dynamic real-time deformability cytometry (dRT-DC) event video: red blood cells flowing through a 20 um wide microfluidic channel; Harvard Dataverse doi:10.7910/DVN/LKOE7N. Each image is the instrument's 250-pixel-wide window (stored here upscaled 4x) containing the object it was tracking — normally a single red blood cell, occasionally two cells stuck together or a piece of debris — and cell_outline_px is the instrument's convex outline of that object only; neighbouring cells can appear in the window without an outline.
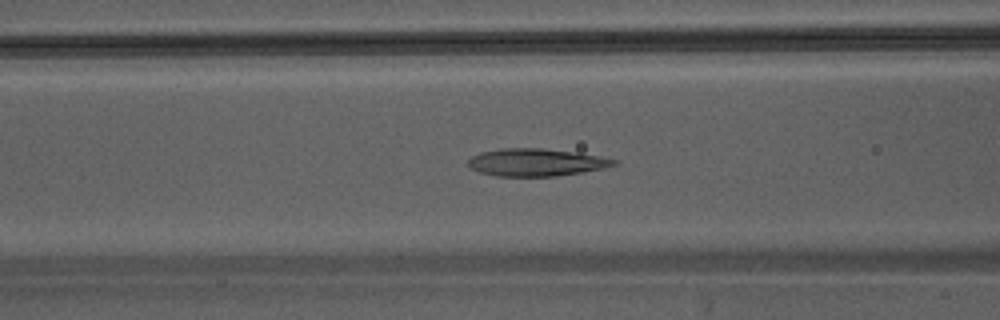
{"species": "Egyptian fruit bat (a non-hibernating species)", "species_latin": "Rousettus aegyptiacus", "temperature_condition": "warm", "stored_images_in_passage": 45, "camera_frame_rate_fps": 3000, "um_per_image_px": 0.085, "animal": {"sex": "male"}, "frame": {"image": 1, "passage_image": 19, "time_ms": 6.0, "image_size_px": [1000, 320], "cell_outline_px": [[616, 164], [600, 168], [580, 172], [556, 176], [496, 176], [480, 172], [472, 168], [468, 164], [468, 160], [472, 156], [480, 152], [500, 148], [544, 148], [596, 156], [616, 160]], "centroid_in_image_um": [45.47, 13.79], "position_along_channel_um": 121.1, "area_um2": 22.83}}
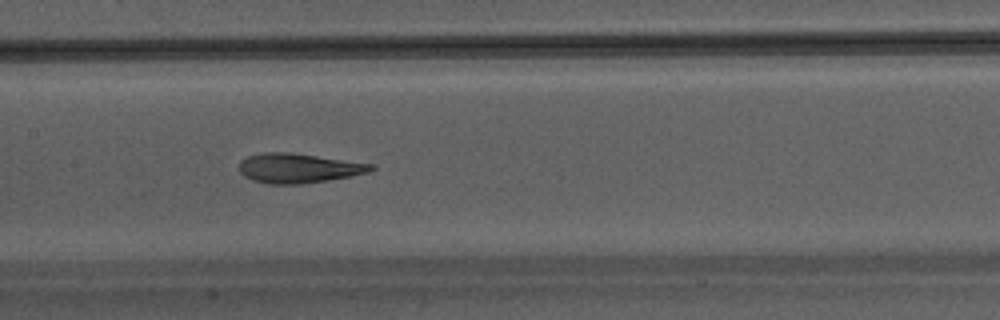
{"frame": {"image": 2, "passage_image": 23, "time_ms": 7.333, "image_size_px": [1000, 320], "cell_outline_px": [[376, 168], [368, 172], [352, 176], [328, 180], [300, 184], [268, 184], [252, 180], [244, 176], [240, 172], [240, 160], [248, 156], [264, 152], [288, 152], [376, 164]], "centroid_in_image_um": [25.39, 14.29], "position_along_channel_um": 182.0, "area_um2": 22.77}}
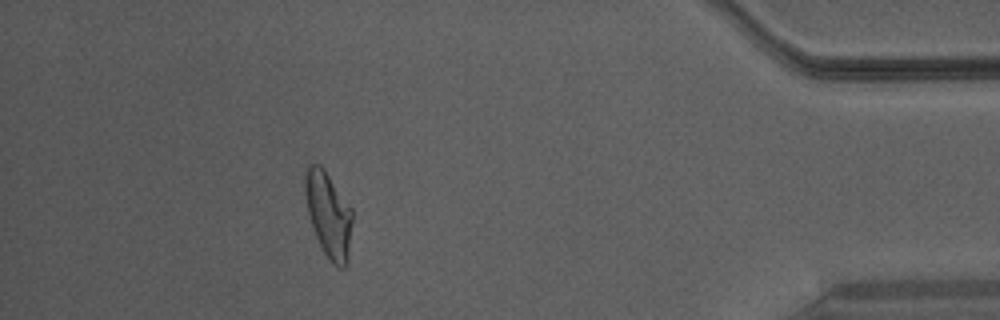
{"frame": {"image": 3, "passage_image": 41, "time_ms": 13.333, "image_size_px": [1000, 320], "cell_outline_px": [[352, 220], [348, 264], [344, 268], [336, 268], [332, 264], [324, 252], [312, 228], [308, 212], [304, 192], [304, 176], [308, 164], [320, 164], [324, 168], [352, 208]], "centroid_in_image_um": [27.92, 18.25], "position_along_channel_um": 407.3, "area_um2": 23.81}}